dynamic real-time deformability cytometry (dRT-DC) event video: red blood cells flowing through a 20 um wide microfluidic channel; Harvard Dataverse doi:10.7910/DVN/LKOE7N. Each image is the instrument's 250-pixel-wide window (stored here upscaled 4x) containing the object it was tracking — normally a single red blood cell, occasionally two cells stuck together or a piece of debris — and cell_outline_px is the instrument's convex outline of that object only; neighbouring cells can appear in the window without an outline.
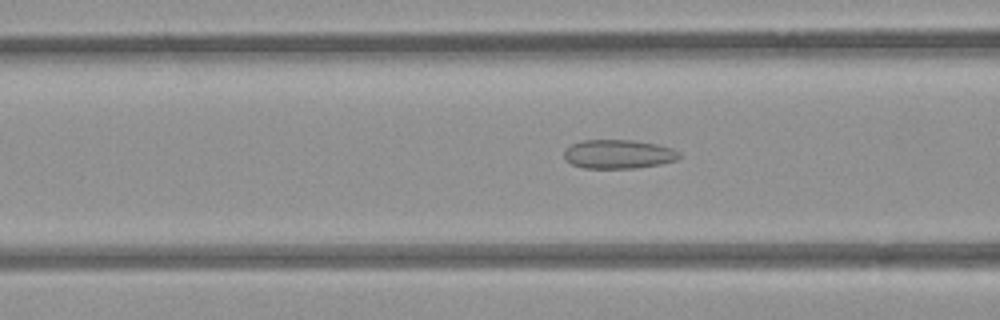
{"species": "common noctule bat (a hibernating species)", "species_latin": "Nyctalus noctula", "temperature_condition": "room temperature", "stored_images_in_passage": 21, "camera_frame_rate_fps": 3000, "um_per_image_px": 0.085, "animal": {"sex": "female", "body_mass_g": 21.9}, "frame": {"image": 1, "passage_image": 18, "time_ms": 5.667, "image_size_px": [1000, 320], "cell_outline_px": [[680, 156], [676, 160], [660, 164], [636, 168], [584, 168], [572, 164], [564, 160], [564, 152], [572, 144], [580, 140], [632, 140], [656, 144], [672, 148], [680, 152]], "centroid_in_image_um": [52.56, 13.1], "position_along_channel_um": 114.0, "area_um2": 19.42}}
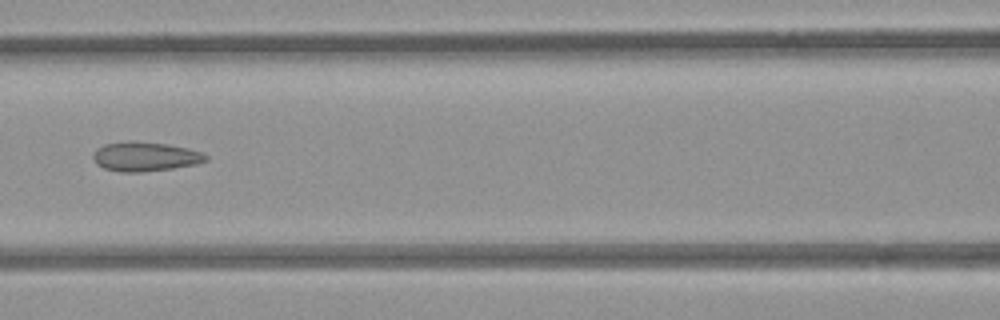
{"frame": {"image": 2, "passage_image": 21, "time_ms": 6.667, "image_size_px": [1000, 320], "cell_outline_px": [[208, 160], [196, 164], [172, 168], [140, 172], [120, 172], [104, 168], [96, 164], [92, 156], [96, 148], [104, 144], [168, 144], [188, 148], [204, 152], [208, 156]], "centroid_in_image_um": [12.38, 13.35], "position_along_channel_um": 154.2, "area_um2": 18.55}}